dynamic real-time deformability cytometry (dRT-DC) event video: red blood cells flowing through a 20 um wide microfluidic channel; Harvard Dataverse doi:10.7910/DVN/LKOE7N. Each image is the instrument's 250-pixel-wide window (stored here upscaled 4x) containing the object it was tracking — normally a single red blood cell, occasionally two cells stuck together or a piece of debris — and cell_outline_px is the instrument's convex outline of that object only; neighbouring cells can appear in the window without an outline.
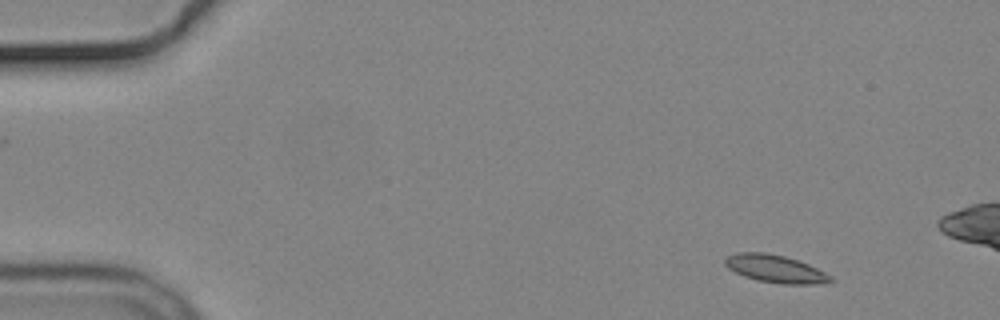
{"species": "common noctule bat (a hibernating species)", "species_latin": "Nyctalus noctula", "temperature_condition": "cold", "stored_images_in_passage": 4, "camera_frame_rate_fps": 3000, "um_per_image_px": 0.085, "animal": {"sex": "male", "body_mass_g": 19.2, "forearm_length_mm": 51.8}, "frame": {"image": 1, "passage_image": 1, "time_ms": 0.0, "image_size_px": [1000, 320], "cell_outline_px": [[836, 280], [816, 284], [780, 284], [760, 280], [744, 276], [728, 268], [724, 264], [724, 260], [728, 256], [740, 252], [764, 252], [784, 256], [808, 264], [832, 276]], "centroid_in_image_um": [65.92, 22.85], "position_along_channel_um": 19.1, "area_um2": 16.82}}